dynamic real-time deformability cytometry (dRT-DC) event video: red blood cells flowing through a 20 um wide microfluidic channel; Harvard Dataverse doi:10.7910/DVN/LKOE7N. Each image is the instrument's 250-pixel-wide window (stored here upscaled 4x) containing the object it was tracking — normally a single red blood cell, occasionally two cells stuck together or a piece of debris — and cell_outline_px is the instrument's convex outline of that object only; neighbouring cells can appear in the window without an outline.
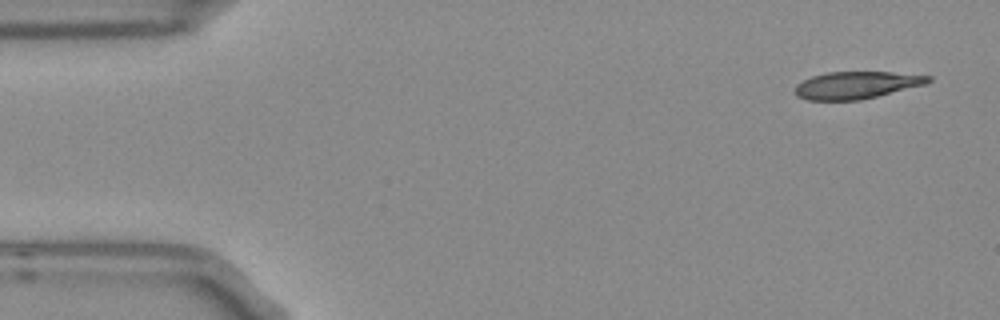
{"species": "Egyptian fruit bat (a non-hibernating species)", "species_latin": "Rousettus aegyptiacus", "temperature_condition": "room temperature", "stored_images_in_passage": 4, "camera_frame_rate_fps": 3000, "um_per_image_px": 0.085, "frame": {"image": 1, "passage_image": 1, "time_ms": 0.0, "image_size_px": [1000, 320], "cell_outline_px": [[932, 80], [924, 84], [860, 100], [808, 100], [796, 96], [792, 92], [796, 84], [812, 76], [828, 72], [892, 72], [932, 76]], "centroid_in_image_um": [72.73, 7.23], "position_along_channel_um": 12.3, "area_um2": 21.04}}
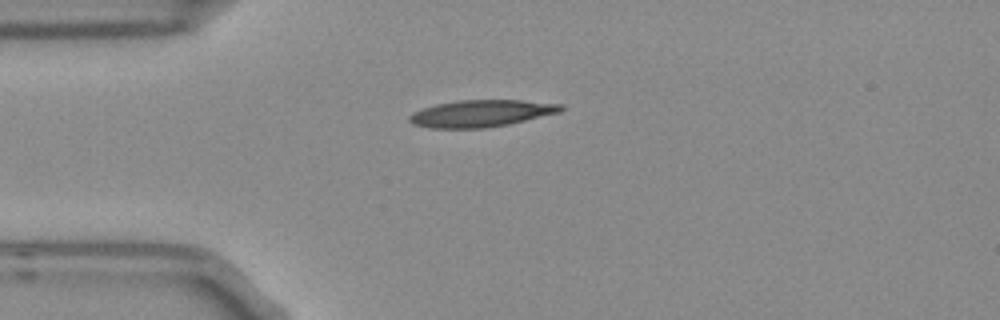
{"frame": {"image": 2, "passage_image": 4, "time_ms": 1.0, "image_size_px": [1000, 320], "cell_outline_px": [[564, 108], [560, 112], [508, 124], [488, 128], [428, 128], [412, 124], [408, 120], [408, 116], [412, 112], [436, 104], [460, 100], [520, 100], [564, 104]], "centroid_in_image_um": [40.88, 9.64], "position_along_channel_um": 44.1, "area_um2": 23.81}}